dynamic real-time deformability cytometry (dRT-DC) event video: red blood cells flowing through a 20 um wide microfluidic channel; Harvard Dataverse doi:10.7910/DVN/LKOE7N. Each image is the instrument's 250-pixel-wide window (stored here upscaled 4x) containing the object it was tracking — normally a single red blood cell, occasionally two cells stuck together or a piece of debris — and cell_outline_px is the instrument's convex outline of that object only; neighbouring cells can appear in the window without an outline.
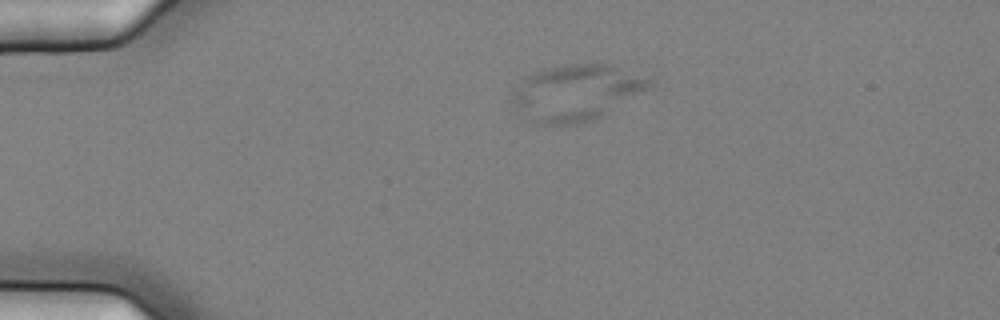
{"species": "common noctule bat (a hibernating species)", "species_latin": "Nyctalus noctula", "temperature_condition": "cold", "stored_images_in_passage": 12, "camera_frame_rate_fps": 3000, "um_per_image_px": 0.085, "animal": {"sex": "female", "body_mass_g": 25.1}, "frame": {"image": 1, "passage_image": 4, "time_ms": 1.0, "image_size_px": [1000, 320], "cell_outline_px": [[652, 84], [648, 88], [600, 116], [576, 124], [532, 124], [516, 116], [508, 100], [508, 96], [512, 88], [524, 76], [540, 68], [560, 64], [612, 64], [652, 80]], "centroid_in_image_um": [48.75, 7.87], "position_along_channel_um": 36.2, "area_um2": 45.72}}
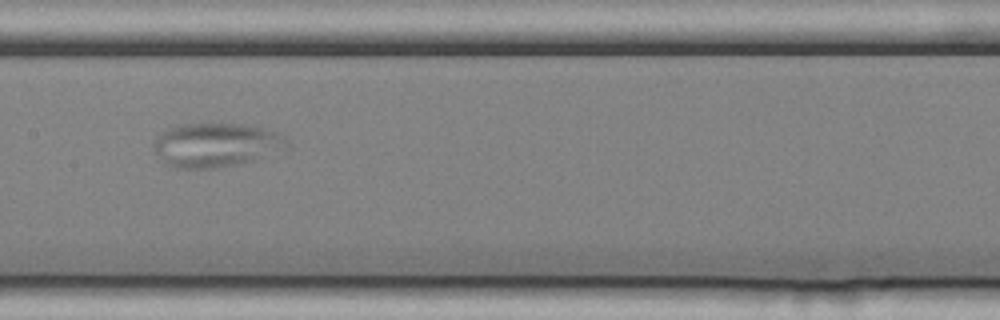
{"frame": {"image": 2, "passage_image": 9, "time_ms": 2.667, "image_size_px": [1000, 320], "cell_outline_px": [[288, 144], [252, 160], [240, 164], [216, 168], [176, 168], [164, 164], [156, 152], [156, 140], [168, 128], [180, 124], [244, 124], [264, 128], [276, 132], [284, 136], [288, 140]], "centroid_in_image_um": [18.32, 12.32], "position_along_channel_um": 189.1, "area_um2": 33.35}}
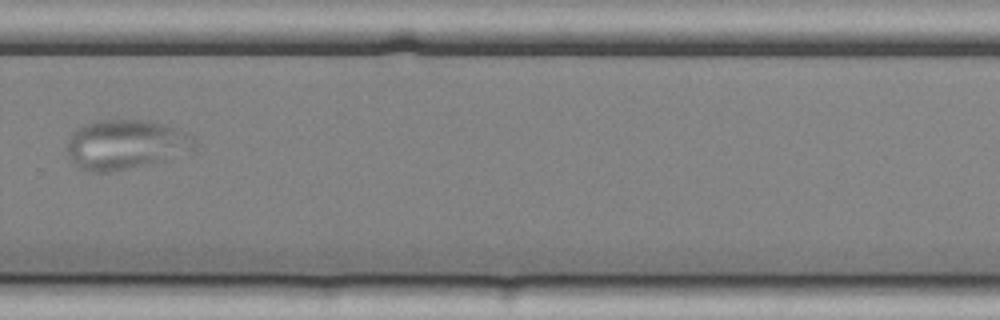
{"frame": {"image": 3, "passage_image": 12, "time_ms": 3.667, "image_size_px": [1000, 320], "cell_outline_px": [[196, 148], [164, 160], [108, 172], [84, 172], [72, 164], [68, 156], [68, 140], [72, 132], [84, 124], [92, 120], [152, 120], [180, 128], [188, 132], [192, 136], [196, 144]], "centroid_in_image_um": [10.65, 12.26], "position_along_channel_um": 319.1, "area_um2": 37.17}}